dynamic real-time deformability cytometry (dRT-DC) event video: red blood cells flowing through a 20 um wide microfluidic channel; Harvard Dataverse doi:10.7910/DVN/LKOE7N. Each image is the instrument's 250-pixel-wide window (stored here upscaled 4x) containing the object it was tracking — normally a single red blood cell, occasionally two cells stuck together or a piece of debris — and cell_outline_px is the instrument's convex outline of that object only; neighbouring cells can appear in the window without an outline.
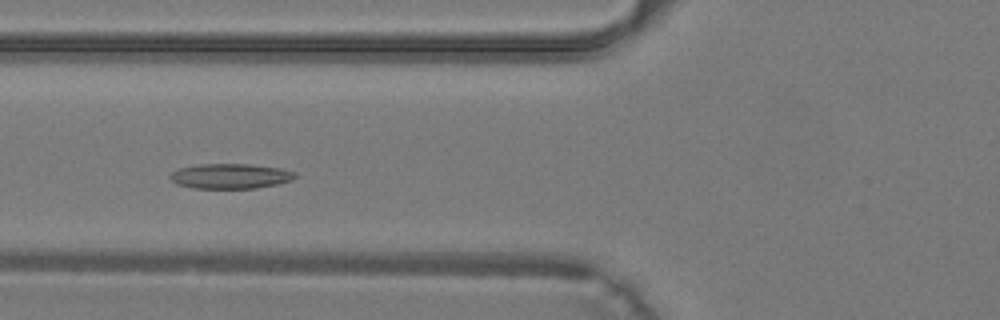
{"species": "common noctule bat (a hibernating species)", "species_latin": "Nyctalus noctula", "temperature_condition": "warm", "stored_images_in_passage": 40, "camera_frame_rate_fps": 3000, "um_per_image_px": 0.085, "animal": {"sex": "male", "body_mass_g": 19.2, "forearm_length_mm": 51.8}, "frame": {"image": 1, "passage_image": 15, "time_ms": 4.667, "image_size_px": [1000, 320], "cell_outline_px": [[296, 176], [292, 180], [276, 184], [256, 188], [192, 188], [176, 184], [168, 176], [172, 172], [180, 168], [196, 164], [248, 164], [280, 168], [296, 172]], "centroid_in_image_um": [19.56, 14.97], "position_along_channel_um": 106.2, "area_um2": 18.21}}
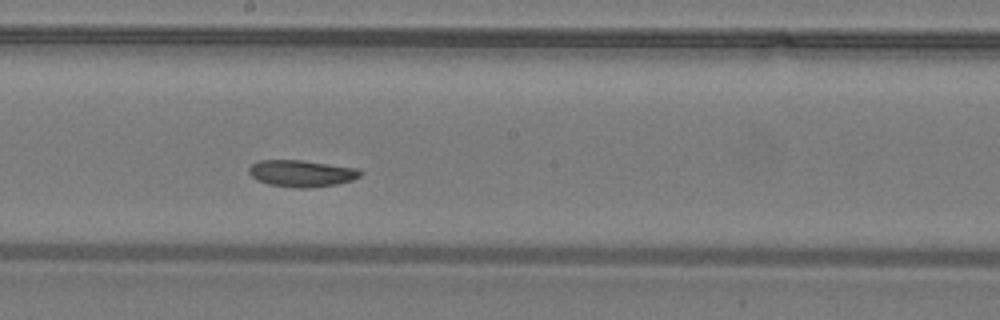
{"frame": {"image": 2, "passage_image": 22, "time_ms": 7.0, "image_size_px": [1000, 320], "cell_outline_px": [[364, 172], [360, 176], [352, 180], [336, 184], [308, 188], [292, 188], [268, 184], [256, 180], [248, 172], [248, 168], [252, 164], [260, 160], [304, 160], [360, 168]], "centroid_in_image_um": [25.66, 14.73], "position_along_channel_um": 222.5, "area_um2": 17.63}}
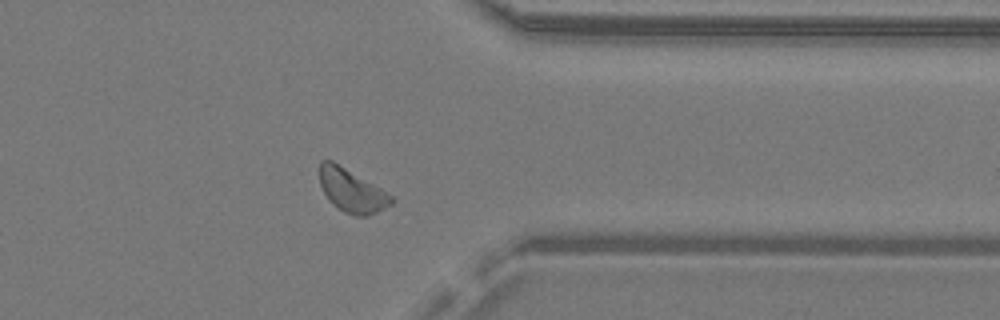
{"frame": {"image": 3, "passage_image": 32, "time_ms": 10.333, "image_size_px": [1000, 320], "cell_outline_px": [[396, 200], [392, 204], [368, 216], [356, 216], [344, 212], [332, 204], [328, 200], [320, 184], [320, 160], [332, 160], [380, 188], [392, 196]], "centroid_in_image_um": [29.89, 16.21], "position_along_channel_um": 381.5, "area_um2": 17.92}}